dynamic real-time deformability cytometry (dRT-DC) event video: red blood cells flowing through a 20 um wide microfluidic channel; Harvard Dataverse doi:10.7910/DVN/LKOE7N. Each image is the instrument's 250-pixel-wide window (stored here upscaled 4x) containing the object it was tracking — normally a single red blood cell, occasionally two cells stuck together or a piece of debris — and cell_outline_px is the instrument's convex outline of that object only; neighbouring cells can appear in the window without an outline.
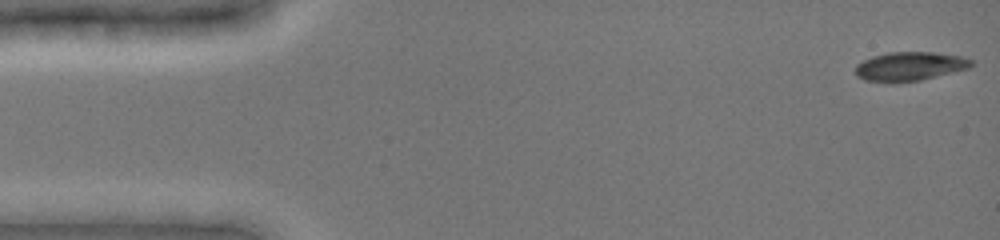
{"species": "common noctule bat (a hibernating species)", "species_latin": "Nyctalus noctula", "temperature_condition": "cold", "stored_images_in_passage": 42, "camera_frame_rate_fps": 3000, "um_per_image_px": 0.085, "animal": {"sex": "female", "body_mass_g": 19.0, "forearm_length_mm": 51.5}, "frame": {"image": 1, "passage_image": 1, "time_ms": 0.0, "image_size_px": [1000, 240], "cell_outline_px": [[976, 60], [968, 68], [920, 80], [892, 84], [864, 80], [856, 76], [856, 64], [872, 56], [888, 52], [932, 52], [960, 56]], "centroid_in_image_um": [77.29, 5.65], "position_along_channel_um": 7.7, "area_um2": 19.71}}
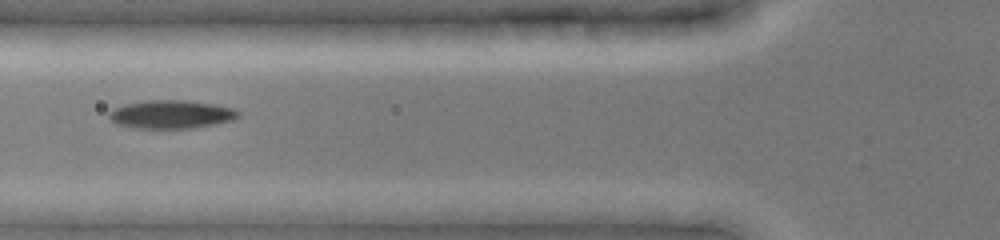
{"frame": {"image": 2, "passage_image": 16, "time_ms": 5.667, "image_size_px": [1000, 240], "cell_outline_px": [[240, 116], [232, 120], [216, 124], [192, 128], [132, 128], [116, 124], [108, 116], [108, 112], [112, 108], [124, 104], [148, 100], [184, 100], [212, 104], [236, 108], [240, 112]], "centroid_in_image_um": [14.54, 9.72], "position_along_channel_um": 111.3, "area_um2": 21.5}}
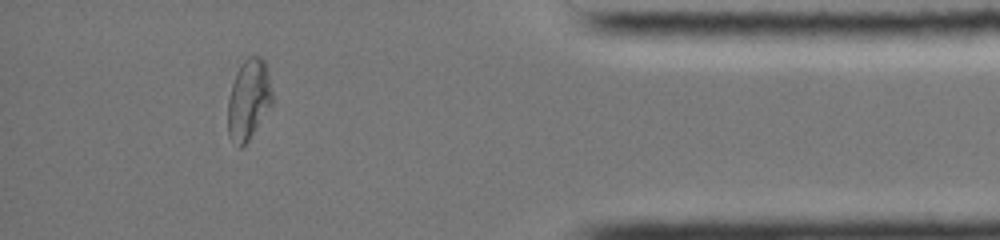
{"frame": {"image": 3, "passage_image": 38, "time_ms": 14.0, "image_size_px": [1000, 240], "cell_outline_px": [[272, 104], [248, 140], [240, 148], [236, 148], [228, 136], [228, 100], [232, 84], [236, 72], [244, 60], [248, 56], [260, 56], [264, 60], [268, 68], [272, 92]], "centroid_in_image_um": [21.13, 8.46], "position_along_channel_um": 414.1, "area_um2": 20.87}, "authors_computed_cell_mechanics": {"area_um2": 20.4323, "velocity_mm_per_s": 3.9572, "shape_relaxation_time_tau1_ms": null, "shape_relaxation_time_tau2_ms": 2.4394, "deformation_change_tau1": null, "deformation_change_tau2": 0.0553}}